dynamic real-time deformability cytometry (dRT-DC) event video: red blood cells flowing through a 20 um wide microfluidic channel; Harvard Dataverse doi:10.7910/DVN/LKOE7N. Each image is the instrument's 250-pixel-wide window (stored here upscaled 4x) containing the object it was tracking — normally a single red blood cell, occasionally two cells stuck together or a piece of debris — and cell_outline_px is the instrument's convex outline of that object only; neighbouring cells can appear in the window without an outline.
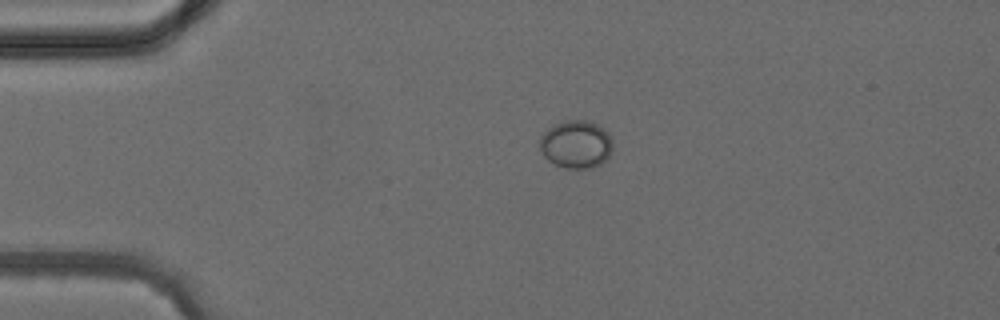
{"species": "common noctule bat (a hibernating species)", "species_latin": "Nyctalus noctula", "temperature_condition": "cold", "stored_images_in_passage": 2, "camera_frame_rate_fps": 3000, "um_per_image_px": 0.085, "animal": {"sex": "female", "body_mass_g": 24.6, "forearm_length_mm": 56.2}, "frame": {"image": 1, "passage_image": 1, "time_ms": 0.0, "image_size_px": [1000, 320], "cell_outline_px": [[612, 152], [600, 164], [592, 168], [564, 168], [548, 160], [540, 152], [536, 144], [540, 136], [552, 124], [564, 120], [588, 120], [596, 124], [608, 132], [612, 140]], "centroid_in_image_um": [48.91, 12.25], "position_along_channel_um": 36.1, "area_um2": 20.75}}